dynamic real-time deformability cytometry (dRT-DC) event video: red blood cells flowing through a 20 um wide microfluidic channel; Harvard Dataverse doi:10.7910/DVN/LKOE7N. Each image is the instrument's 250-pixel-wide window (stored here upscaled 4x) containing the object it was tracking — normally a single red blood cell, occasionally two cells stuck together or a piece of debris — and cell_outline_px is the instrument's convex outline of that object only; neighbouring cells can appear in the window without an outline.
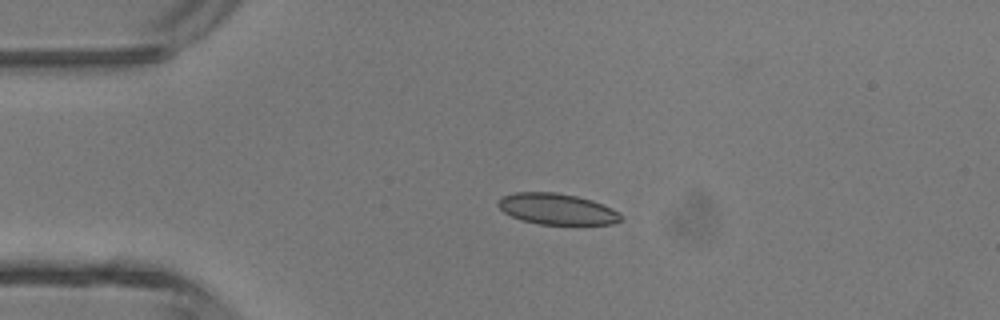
{"species": "common noctule bat (a hibernating species)", "species_latin": "Nyctalus noctula", "temperature_condition": "room temperature", "stored_images_in_passage": 4, "camera_frame_rate_fps": 3000, "um_per_image_px": 0.085, "animal": {"sex": "male", "body_mass_g": 13.3}, "frame": {"image": 1, "passage_image": 3, "time_ms": 0.667, "image_size_px": [1000, 320], "cell_outline_px": [[624, 216], [620, 220], [612, 224], [540, 224], [520, 220], [504, 212], [496, 204], [504, 196], [516, 192], [556, 192], [576, 196], [592, 200], [604, 204], [620, 212]], "centroid_in_image_um": [47.37, 17.76], "position_along_channel_um": 37.6, "area_um2": 22.2}}